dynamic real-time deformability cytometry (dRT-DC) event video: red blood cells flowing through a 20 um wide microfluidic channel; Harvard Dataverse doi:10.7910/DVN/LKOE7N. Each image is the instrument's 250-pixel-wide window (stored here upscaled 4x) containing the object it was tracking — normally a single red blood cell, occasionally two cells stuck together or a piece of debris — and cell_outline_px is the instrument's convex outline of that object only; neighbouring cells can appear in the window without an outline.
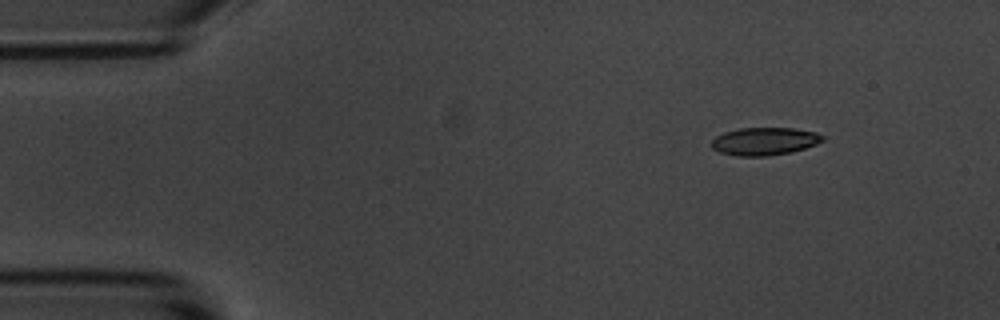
{"species": "common noctule bat (a hibernating species)", "species_latin": "Nyctalus noctula", "temperature_condition": "room temperature", "stored_images_in_passage": 4, "camera_frame_rate_fps": 3000, "um_per_image_px": 0.085, "animal": {"sex": "male", "body_mass_g": 20.1, "forearm_length_mm": 53.5}, "frame": {"image": 1, "passage_image": 1, "time_ms": 0.0, "image_size_px": [1000, 320], "cell_outline_px": [[824, 140], [816, 144], [792, 152], [768, 156], [736, 156], [720, 152], [712, 148], [712, 140], [716, 136], [724, 132], [740, 128], [792, 128], [816, 132], [824, 136]], "centroid_in_image_um": [64.98, 12.01], "position_along_channel_um": 20.0, "area_um2": 17.98}}